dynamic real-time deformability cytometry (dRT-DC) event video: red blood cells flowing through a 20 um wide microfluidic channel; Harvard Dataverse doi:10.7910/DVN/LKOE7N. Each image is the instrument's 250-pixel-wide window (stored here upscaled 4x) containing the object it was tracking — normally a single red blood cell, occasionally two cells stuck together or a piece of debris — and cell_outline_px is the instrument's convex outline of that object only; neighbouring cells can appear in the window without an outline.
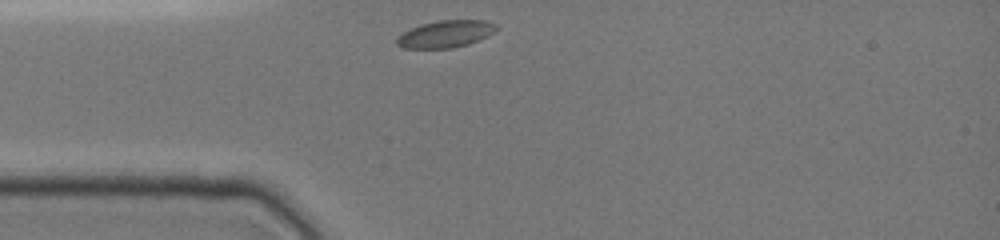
{"species": "common noctule bat (a hibernating species)", "species_latin": "Nyctalus noctula", "temperature_condition": "cold", "stored_images_in_passage": 4, "camera_frame_rate_fps": 3000, "um_per_image_px": 0.085, "animal": {"sex": "female", "body_mass_g": 19.0, "forearm_length_mm": 51.5}, "frame": {"image": 1, "passage_image": 1, "time_ms": 0.0, "image_size_px": [1000, 240], "cell_outline_px": [[500, 28], [496, 32], [488, 36], [468, 44], [452, 48], [404, 48], [396, 44], [396, 36], [420, 24], [440, 20], [484, 20], [496, 24]], "centroid_in_image_um": [37.9, 2.88], "position_along_channel_um": 47.1, "area_um2": 15.84}}
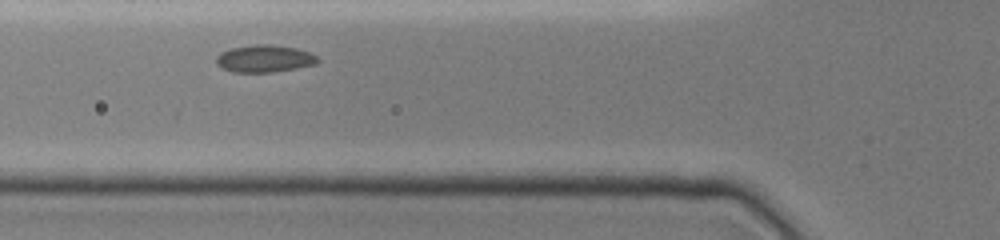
{"frame": {"image": 2, "passage_image": 3, "time_ms": 1.667, "image_size_px": [1000, 240], "cell_outline_px": [[320, 60], [316, 64], [296, 68], [272, 72], [232, 72], [220, 68], [216, 64], [216, 56], [220, 52], [232, 48], [256, 44], [272, 44], [296, 48], [308, 52], [316, 56]], "centroid_in_image_um": [22.45, 4.98], "position_along_channel_um": 103.4, "area_um2": 16.18}}